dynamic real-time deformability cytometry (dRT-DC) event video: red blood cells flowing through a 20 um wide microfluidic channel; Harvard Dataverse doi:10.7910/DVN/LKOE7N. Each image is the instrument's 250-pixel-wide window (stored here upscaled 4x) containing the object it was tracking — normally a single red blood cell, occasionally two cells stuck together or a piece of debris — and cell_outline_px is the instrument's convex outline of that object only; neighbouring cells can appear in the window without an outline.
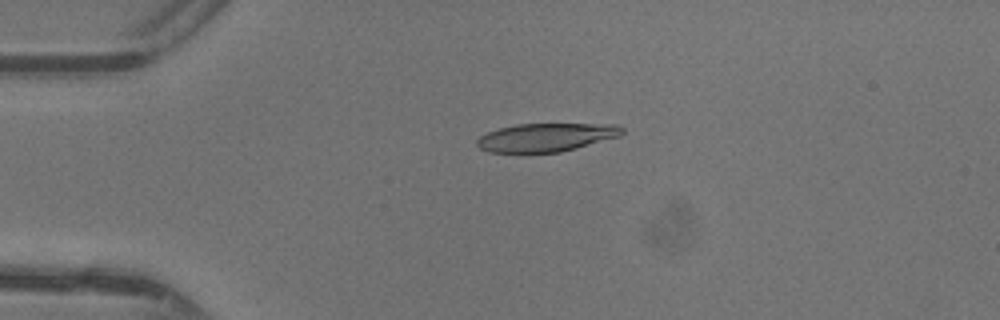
{"species": "common noctule bat (a hibernating species)", "species_latin": "Nyctalus noctula", "temperature_condition": "warm", "stored_images_in_passage": 32, "camera_frame_rate_fps": 3000, "um_per_image_px": 0.085, "animal": {"sex": "female"}, "frame": {"image": 1, "passage_image": 2, "time_ms": 0.333, "image_size_px": [1000, 320], "cell_outline_px": [[624, 132], [620, 136], [576, 148], [560, 152], [488, 152], [480, 148], [476, 144], [476, 140], [480, 136], [488, 132], [500, 128], [516, 124], [620, 124], [624, 128]], "centroid_in_image_um": [46.45, 11.67], "position_along_channel_um": 38.6, "area_um2": 23.93}}
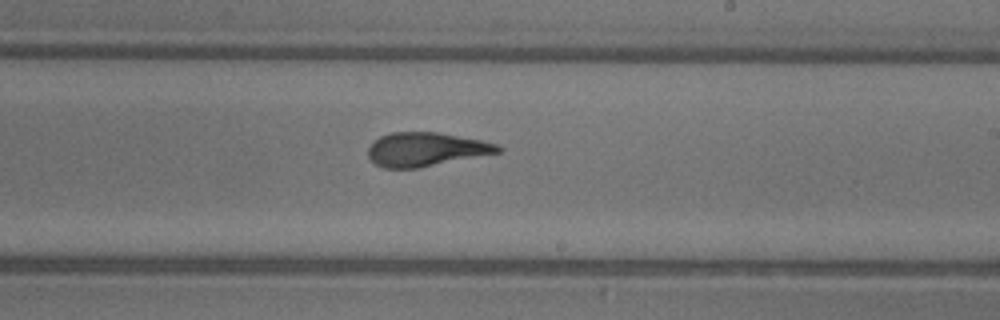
{"frame": {"image": 2, "passage_image": 19, "time_ms": 6.0, "image_size_px": [1000, 320], "cell_outline_px": [[504, 148], [500, 152], [416, 168], [384, 168], [376, 164], [368, 156], [368, 148], [380, 136], [392, 132], [436, 132], [480, 140], [496, 144]], "centroid_in_image_um": [36.19, 12.69], "position_along_channel_um": 252.8, "area_um2": 25.14}}
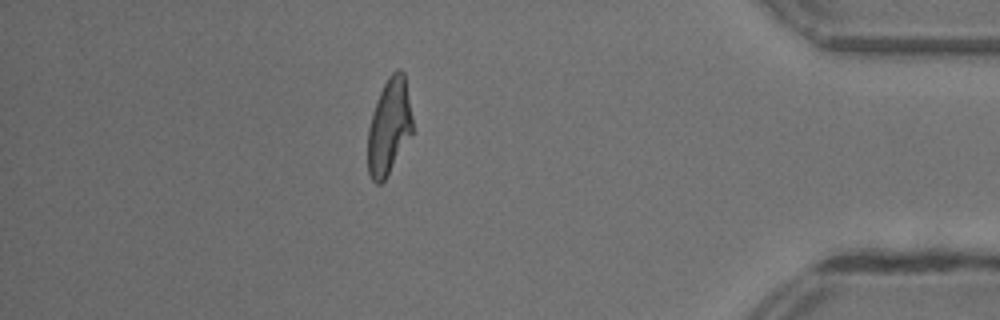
{"frame": {"image": 3, "passage_image": 32, "time_ms": 10.333, "image_size_px": [1000, 320], "cell_outline_px": [[412, 132], [384, 180], [380, 184], [376, 184], [372, 180], [368, 172], [368, 128], [372, 112], [376, 100], [388, 76], [396, 68], [400, 68], [404, 72], [412, 116]], "centroid_in_image_um": [33.05, 10.72], "position_along_channel_um": 402.1, "area_um2": 24.74}, "authors_computed_cell_mechanics": {"area_um2": 25.8366, "velocity_mm_per_s": 4.4132, "shape_relaxation_time_tau1_ms": 5.8387, "shape_relaxation_time_tau2_ms": 1.3469, "deformation_change_tau1": 0.2459, "deformation_change_tau2": 0.0937}}